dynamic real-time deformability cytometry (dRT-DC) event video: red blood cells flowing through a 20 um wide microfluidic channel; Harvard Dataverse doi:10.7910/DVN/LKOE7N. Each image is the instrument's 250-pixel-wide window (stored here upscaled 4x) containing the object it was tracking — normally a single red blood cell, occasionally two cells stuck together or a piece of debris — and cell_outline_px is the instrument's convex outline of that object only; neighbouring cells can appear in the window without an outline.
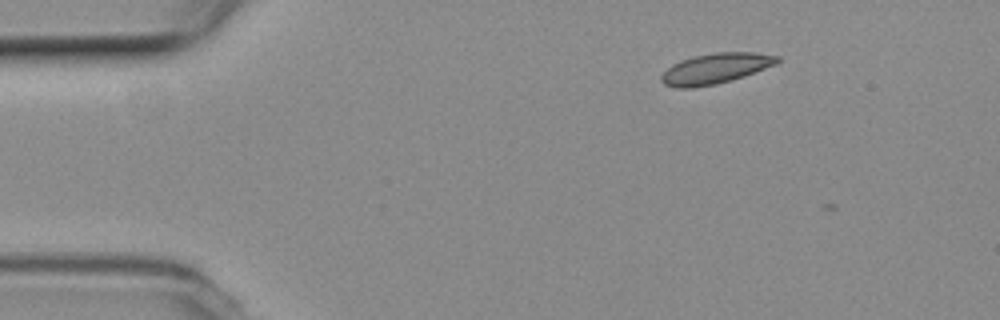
{"species": "common noctule bat (a hibernating species)", "species_latin": "Nyctalus noctula", "temperature_condition": "room temperature", "stored_images_in_passage": 2, "camera_frame_rate_fps": 3000, "um_per_image_px": 0.085, "animal": {"sex": "female", "body_mass_g": 19.3, "forearm_length_mm": 54.1}, "frame": {"image": 1, "passage_image": 1, "time_ms": 0.0, "image_size_px": [1000, 320], "cell_outline_px": [[780, 60], [776, 64], [744, 76], [732, 80], [716, 84], [692, 88], [676, 88], [664, 84], [660, 80], [660, 76], [672, 64], [680, 60], [692, 56], [712, 52], [756, 52], [780, 56]], "centroid_in_image_um": [60.8, 5.81], "position_along_channel_um": 24.2, "area_um2": 20.75}}